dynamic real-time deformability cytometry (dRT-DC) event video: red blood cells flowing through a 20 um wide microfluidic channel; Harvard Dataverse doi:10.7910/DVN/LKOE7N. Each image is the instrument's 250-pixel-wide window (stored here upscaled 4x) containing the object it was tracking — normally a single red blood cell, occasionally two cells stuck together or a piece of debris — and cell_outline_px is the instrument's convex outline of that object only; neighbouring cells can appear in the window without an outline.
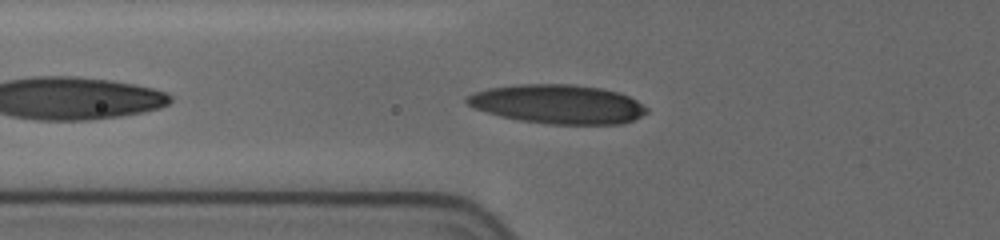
{"species": "human", "species_latin": "Homo sapiens", "temperature_condition": "cold", "stored_images_in_passage": 38, "camera_frame_rate_fps": 3000, "um_per_image_px": 0.085, "donor": {"sex": "female"}, "frame": {"image": 1, "passage_image": 4, "time_ms": 1.0, "image_size_px": [1000, 240], "cell_outline_px": [[648, 112], [624, 124], [548, 124], [520, 120], [500, 116], [476, 108], [468, 104], [464, 100], [464, 96], [488, 88], [516, 84], [572, 84], [600, 88], [620, 92], [636, 100], [648, 108]], "centroid_in_image_um": [47.42, 8.85], "position_along_channel_um": 78.4, "area_um2": 40.92}}
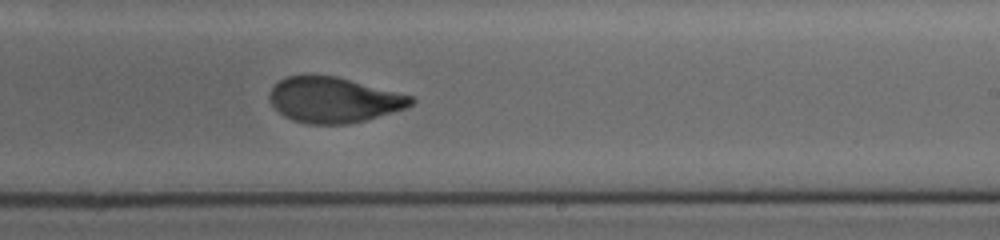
{"frame": {"image": 2, "passage_image": 19, "time_ms": 6.0, "image_size_px": [1000, 240], "cell_outline_px": [[416, 100], [408, 108], [364, 120], [348, 124], [308, 124], [292, 120], [284, 116], [272, 104], [268, 96], [272, 88], [280, 80], [288, 76], [304, 72], [336, 76], [416, 96]], "centroid_in_image_um": [28.39, 8.46], "position_along_channel_um": 260.6, "area_um2": 38.15}}
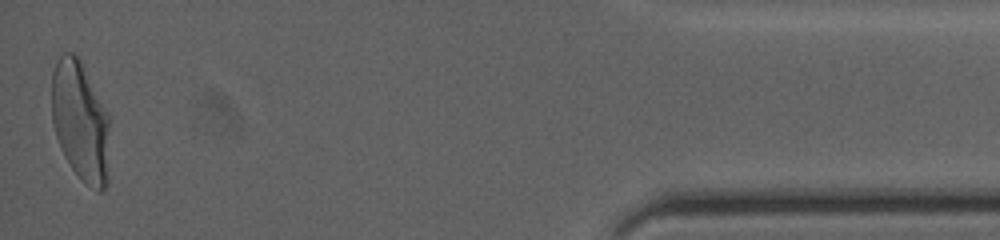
{"frame": {"image": 3, "passage_image": 38, "time_ms": 12.333, "image_size_px": [1000, 240], "cell_outline_px": [[108, 184], [100, 192], [96, 192], [80, 180], [72, 168], [56, 136], [52, 120], [52, 72], [60, 56], [64, 52], [72, 52], [80, 60], [108, 116]], "centroid_in_image_um": [6.83, 10.36], "position_along_channel_um": 428.4, "area_um2": 39.94}, "authors_computed_cell_mechanics": {"area_um2": 38.7838, "velocity_mm_per_s": 3.6643, "shape_relaxation_time_tau1_ms": 4.757, "shape_relaxation_time_tau2_ms": 0.7907, "deformation_change_tau1": 0.2047, "deformation_change_tau2": 0.0617}}